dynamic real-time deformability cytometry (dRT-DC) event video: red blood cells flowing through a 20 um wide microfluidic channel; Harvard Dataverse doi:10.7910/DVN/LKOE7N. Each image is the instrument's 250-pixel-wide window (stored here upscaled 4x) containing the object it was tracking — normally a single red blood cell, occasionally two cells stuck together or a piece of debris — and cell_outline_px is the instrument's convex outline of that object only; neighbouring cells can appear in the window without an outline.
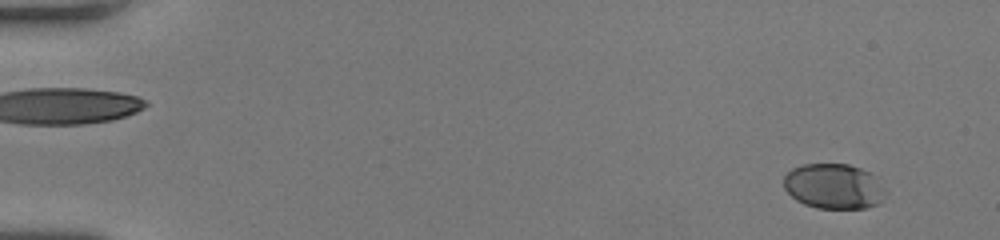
{"species": "human", "species_latin": "Homo sapiens", "temperature_condition": "room temperature", "stored_images_in_passage": 53, "camera_frame_rate_fps": 3000, "um_per_image_px": 0.085, "donor": {"sex": "female"}, "frame": {"image": 1, "passage_image": 4, "time_ms": 1.0, "image_size_px": [1000, 240], "cell_outline_px": [[884, 192], [880, 204], [864, 208], [816, 208], [804, 204], [796, 200], [784, 188], [784, 176], [792, 168], [800, 164], [848, 164], [860, 168], [876, 176], [884, 188]], "centroid_in_image_um": [70.85, 15.83], "position_along_channel_um": 14.1, "area_um2": 26.82}}
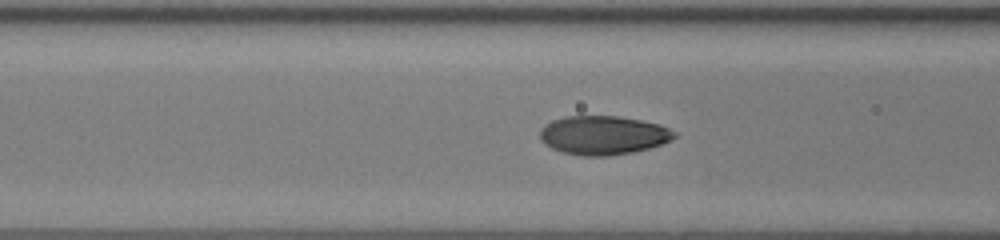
{"frame": {"image": 2, "passage_image": 23, "time_ms": 7.333, "image_size_px": [1000, 240], "cell_outline_px": [[676, 136], [660, 144], [648, 148], [632, 152], [608, 156], [580, 156], [564, 152], [552, 148], [544, 144], [540, 140], [540, 128], [544, 124], [552, 120], [568, 116], [616, 116], [640, 120], [660, 124], [676, 132]], "centroid_in_image_um": [51.23, 11.49], "position_along_channel_um": 115.4, "area_um2": 30.35}}
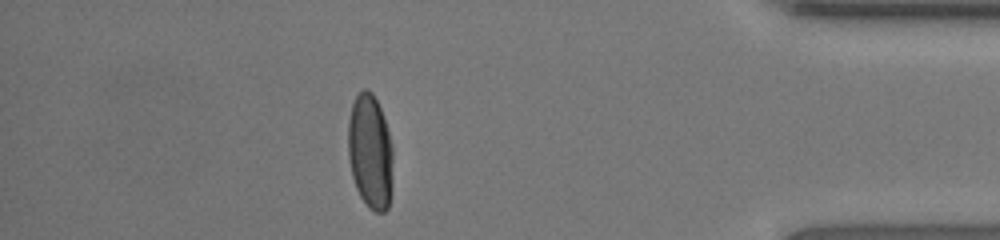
{"frame": {"image": 3, "passage_image": 47, "time_ms": 15.333, "image_size_px": [1000, 240], "cell_outline_px": [[392, 188], [388, 208], [384, 212], [376, 212], [368, 208], [360, 196], [356, 188], [352, 176], [348, 156], [348, 120], [352, 104], [356, 96], [364, 88], [372, 92], [380, 108], [388, 132], [392, 148]], "centroid_in_image_um": [31.46, 12.93], "position_along_channel_um": 403.7, "area_um2": 30.06}, "authors_computed_cell_mechanics": {"area_um2": 29.9404, "velocity_mm_per_s": 4.0595, "shape_relaxation_time_tau1_ms": 3.6434, "shape_relaxation_time_tau2_ms": null, "deformation_change_tau1": 0.1581, "deformation_change_tau2": null}}